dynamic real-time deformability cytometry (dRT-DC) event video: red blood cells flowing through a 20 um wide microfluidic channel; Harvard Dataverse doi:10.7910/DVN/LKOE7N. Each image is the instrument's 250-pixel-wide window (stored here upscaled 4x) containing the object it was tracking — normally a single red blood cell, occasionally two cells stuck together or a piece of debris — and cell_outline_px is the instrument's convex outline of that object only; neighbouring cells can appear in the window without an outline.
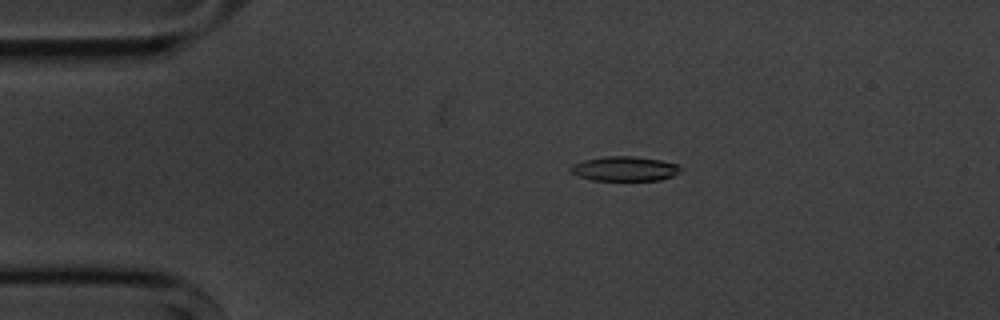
{"species": "common noctule bat (a hibernating species)", "species_latin": "Nyctalus noctula", "temperature_condition": "cold", "stored_images_in_passage": 5, "camera_frame_rate_fps": 3000, "um_per_image_px": 0.085, "animal": {"sex": "male", "body_mass_g": 20.1, "forearm_length_mm": 53.5}, "frame": {"image": 1, "passage_image": 3, "time_ms": 2.333, "image_size_px": [1000, 320], "cell_outline_px": [[680, 172], [672, 176], [660, 180], [592, 180], [580, 176], [572, 172], [568, 168], [572, 164], [584, 160], [608, 156], [632, 156], [660, 160], [680, 164]], "centroid_in_image_um": [53.11, 14.34], "position_along_channel_um": 31.9, "area_um2": 15.66}}
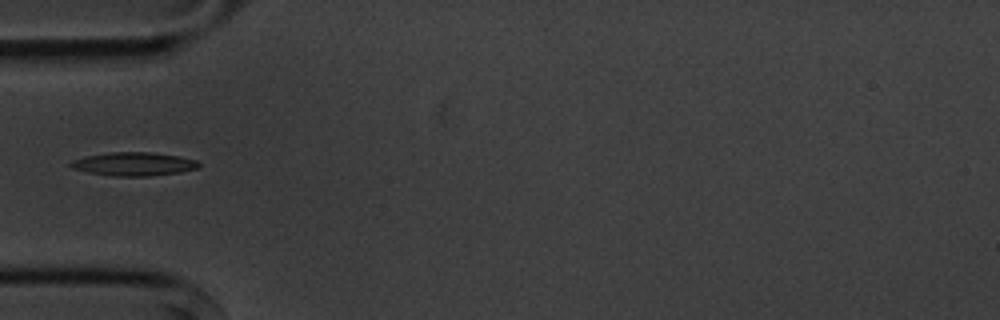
{"frame": {"image": 2, "passage_image": 5, "time_ms": 4.667, "image_size_px": [1000, 320], "cell_outline_px": [[200, 168], [180, 172], [152, 176], [112, 176], [88, 172], [72, 168], [68, 164], [72, 160], [84, 156], [108, 152], [148, 152], [180, 156], [196, 160], [200, 164]], "centroid_in_image_um": [11.37, 13.94], "position_along_channel_um": 73.6, "area_um2": 17.69}}